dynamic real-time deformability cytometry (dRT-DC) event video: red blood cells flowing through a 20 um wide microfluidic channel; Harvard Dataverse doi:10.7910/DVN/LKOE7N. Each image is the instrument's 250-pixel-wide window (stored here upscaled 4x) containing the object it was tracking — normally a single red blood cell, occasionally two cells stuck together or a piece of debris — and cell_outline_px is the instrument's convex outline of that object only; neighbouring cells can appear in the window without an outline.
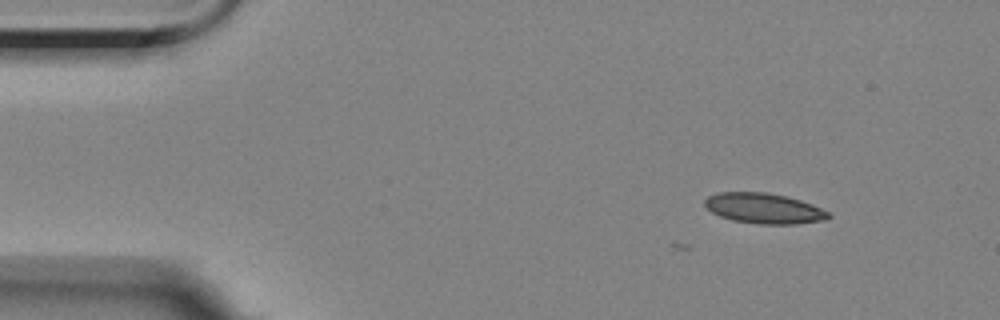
{"species": "Egyptian fruit bat (a non-hibernating species)", "species_latin": "Rousettus aegyptiacus", "temperature_condition": "room temperature", "stored_images_in_passage": 4, "camera_frame_rate_fps": 3000, "um_per_image_px": 0.085, "animal": {"sex": "female"}, "frame": {"image": 1, "passage_image": 1, "time_ms": 0.0, "image_size_px": [1000, 320], "cell_outline_px": [[832, 216], [824, 220], [796, 224], [760, 224], [732, 220], [720, 216], [712, 212], [704, 204], [704, 200], [708, 196], [716, 192], [764, 192], [784, 196], [800, 200], [812, 204], [828, 212]], "centroid_in_image_um": [64.92, 17.71], "position_along_channel_um": 20.1, "area_um2": 21.79}}